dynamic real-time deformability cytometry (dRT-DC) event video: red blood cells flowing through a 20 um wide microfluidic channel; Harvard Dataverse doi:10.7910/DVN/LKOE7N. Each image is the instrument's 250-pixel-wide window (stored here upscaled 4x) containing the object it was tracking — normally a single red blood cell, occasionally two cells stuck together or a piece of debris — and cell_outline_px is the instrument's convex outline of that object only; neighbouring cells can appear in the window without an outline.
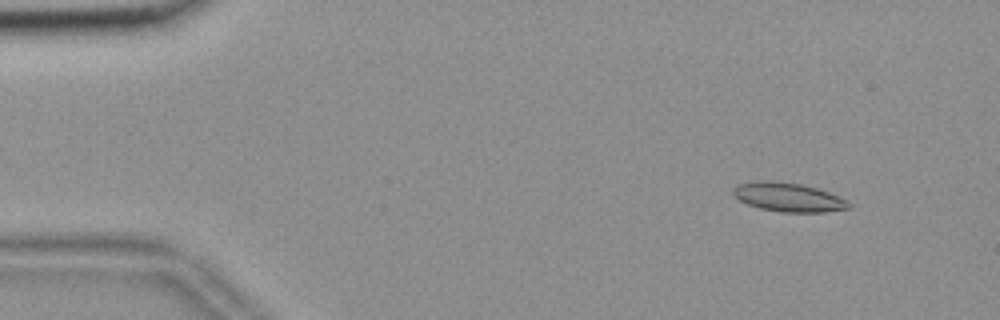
{"species": "common noctule bat (a hibernating species)", "species_latin": "Nyctalus noctula", "temperature_condition": "room temperature", "stored_images_in_passage": 54, "camera_frame_rate_fps": 3000, "um_per_image_px": 0.085, "animal": {"sex": "female", "body_mass_g": 18.4}, "frame": {"image": 1, "passage_image": 4, "time_ms": 1.0, "image_size_px": [1000, 320], "cell_outline_px": [[852, 208], [824, 212], [784, 212], [760, 208], [748, 204], [732, 196], [732, 188], [740, 184], [760, 180], [764, 180], [800, 184], [816, 188], [828, 192], [848, 200], [852, 204]], "centroid_in_image_um": [67.03, 16.77], "position_along_channel_um": 18.0, "area_um2": 19.42}}
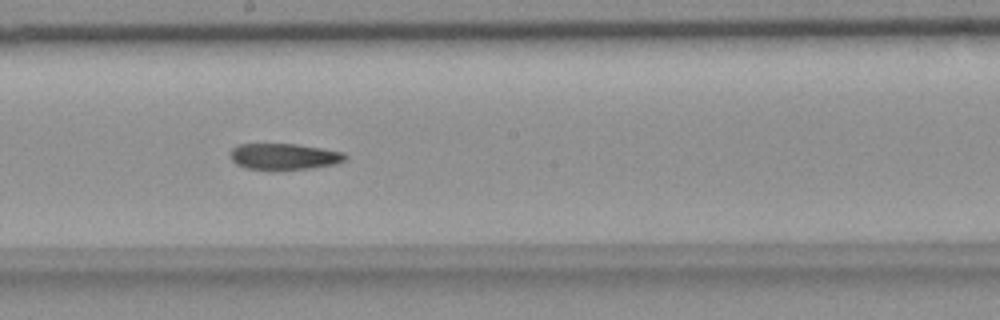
{"frame": {"image": 2, "passage_image": 29, "time_ms": 9.333, "image_size_px": [1000, 320], "cell_outline_px": [[348, 156], [344, 160], [336, 164], [308, 168], [244, 168], [236, 164], [232, 160], [232, 148], [240, 144], [296, 144], [344, 152]], "centroid_in_image_um": [24.17, 13.28], "position_along_channel_um": 224.0, "area_um2": 16.99}}
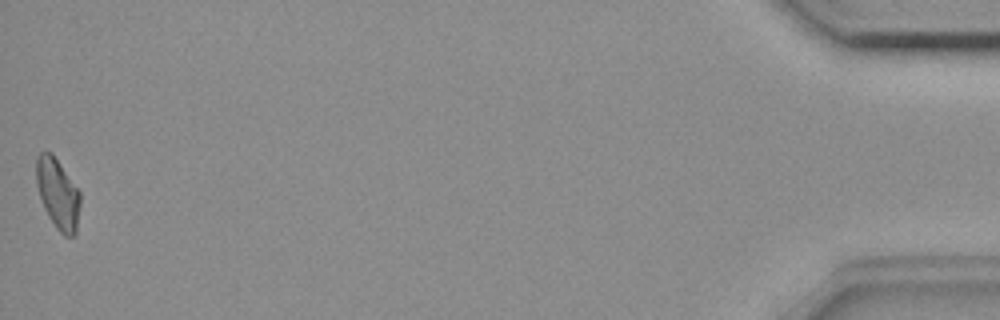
{"frame": {"image": 3, "passage_image": 54, "time_ms": 17.667, "image_size_px": [1000, 320], "cell_outline_px": [[80, 204], [76, 232], [72, 236], [64, 236], [56, 228], [48, 216], [44, 208], [36, 184], [36, 156], [40, 152], [52, 152], [80, 192]], "centroid_in_image_um": [4.9, 16.45], "position_along_channel_um": 430.3, "area_um2": 17.98}, "authors_computed_cell_mechanics": {"area_um2": 18.5827, "velocity_mm_per_s": 3.6352, "shape_relaxation_time_tau1_ms": null, "shape_relaxation_time_tau2_ms": 7.5234, "deformation_change_tau1": null, "deformation_change_tau2": 0.1481}}